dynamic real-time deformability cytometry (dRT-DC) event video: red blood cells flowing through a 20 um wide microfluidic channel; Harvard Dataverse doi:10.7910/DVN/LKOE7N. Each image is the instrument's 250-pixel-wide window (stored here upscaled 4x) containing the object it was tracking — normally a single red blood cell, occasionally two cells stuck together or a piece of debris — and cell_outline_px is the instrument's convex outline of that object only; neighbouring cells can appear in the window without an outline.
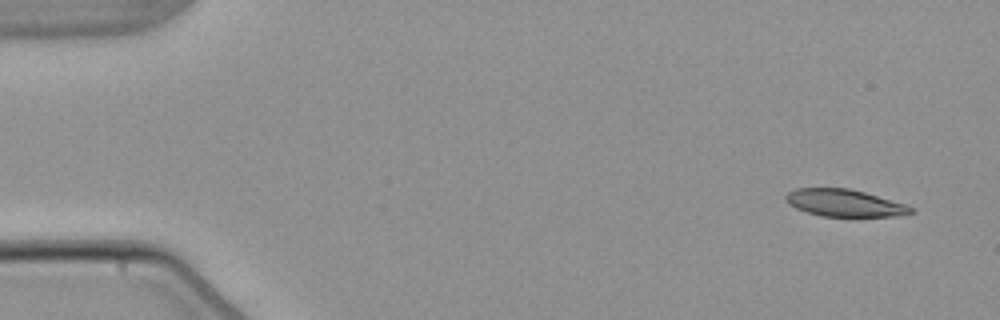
{"species": "common noctule bat (a hibernating species)", "species_latin": "Nyctalus noctula", "temperature_condition": "warm", "stored_images_in_passage": 9, "camera_frame_rate_fps": 3000, "um_per_image_px": 0.085, "animal": {"sex": "male", "body_mass_g": 21.5, "forearm_length_mm": 52.0}, "frame": {"image": 1, "passage_image": 1, "time_ms": 0.0, "image_size_px": [1000, 320], "cell_outline_px": [[912, 212], [896, 216], [820, 216], [796, 208], [788, 204], [784, 200], [784, 196], [788, 192], [796, 188], [848, 188], [864, 192], [904, 204], [912, 208]], "centroid_in_image_um": [71.69, 17.24], "position_along_channel_um": 13.3, "area_um2": 19.54}}
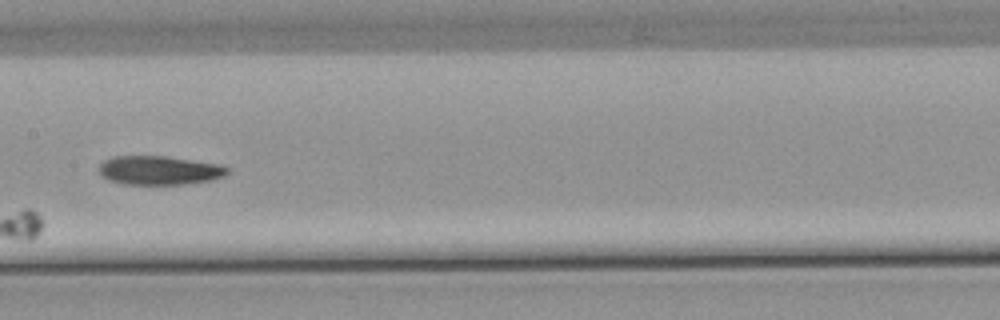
{"frame": {"image": 2, "passage_image": 7, "time_ms": 8.0, "image_size_px": [1000, 320], "cell_outline_px": [[228, 172], [224, 176], [212, 180], [184, 184], [124, 184], [108, 180], [100, 172], [100, 164], [104, 160], [112, 156], [164, 156], [220, 164], [228, 168]], "centroid_in_image_um": [13.54, 14.47], "position_along_channel_um": 193.9, "area_um2": 21.5}}